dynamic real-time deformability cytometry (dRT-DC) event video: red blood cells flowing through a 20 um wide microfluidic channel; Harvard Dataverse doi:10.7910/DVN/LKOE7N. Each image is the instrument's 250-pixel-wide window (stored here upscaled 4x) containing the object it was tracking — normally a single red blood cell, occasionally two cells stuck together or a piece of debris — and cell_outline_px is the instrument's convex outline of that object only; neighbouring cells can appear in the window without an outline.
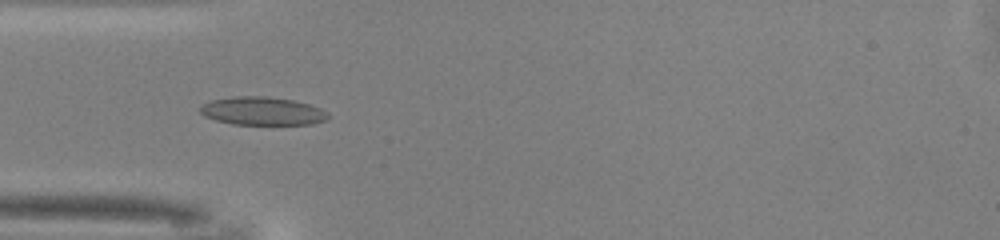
{"species": "common noctule bat (a hibernating species)", "species_latin": "Nyctalus noctula", "temperature_condition": "warm", "stored_images_in_passage": 47, "camera_frame_rate_fps": 3000, "um_per_image_px": 0.085, "animal": {"sex": "male", "body_mass_g": 13.0, "forearm_length_mm": 53.1}, "frame": {"image": 1, "passage_image": 13, "time_ms": 4.0, "image_size_px": [1000, 240], "cell_outline_px": [[328, 120], [312, 124], [232, 124], [216, 120], [204, 116], [200, 112], [200, 108], [204, 104], [212, 100], [232, 96], [268, 96], [292, 100], [308, 104], [320, 108], [328, 112]], "centroid_in_image_um": [22.31, 9.44], "position_along_channel_um": 62.7, "area_um2": 20.98}}
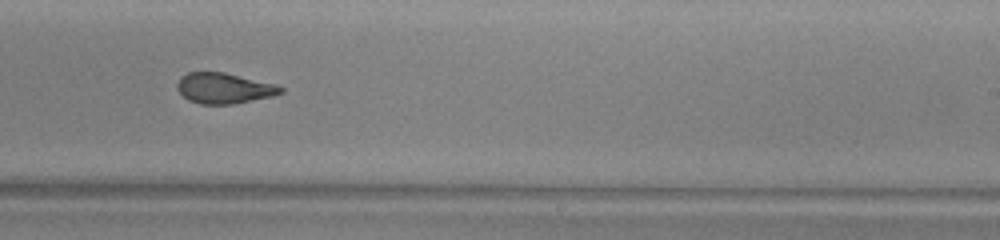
{"frame": {"image": 2, "passage_image": 28, "time_ms": 9.0, "image_size_px": [1000, 240], "cell_outline_px": [[284, 92], [272, 96], [232, 104], [200, 104], [188, 100], [176, 88], [176, 84], [180, 76], [188, 72], [224, 72], [272, 84], [284, 88]], "centroid_in_image_um": [18.99, 7.5], "position_along_channel_um": 270.0, "area_um2": 18.26}}
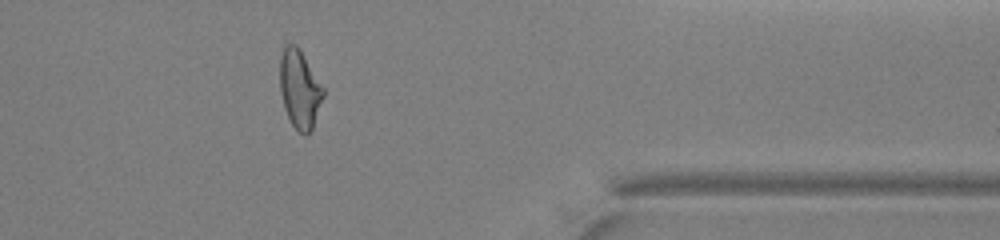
{"frame": {"image": 3, "passage_image": 38, "time_ms": 12.333, "image_size_px": [1000, 240], "cell_outline_px": [[324, 96], [312, 132], [308, 136], [304, 136], [292, 124], [284, 108], [280, 92], [280, 56], [284, 44], [296, 44], [300, 48], [324, 88]], "centroid_in_image_um": [25.48, 7.58], "position_along_channel_um": 385.9, "area_um2": 20.17}, "authors_computed_cell_mechanics": {"area_um2": 19.9988, "velocity_mm_per_s": 4.1621, "shape_relaxation_time_tau1_ms": 8.2789, "shape_relaxation_time_tau2_ms": 1.2691, "deformation_change_tau1": 0.2361, "deformation_change_tau2": 0.0849}}